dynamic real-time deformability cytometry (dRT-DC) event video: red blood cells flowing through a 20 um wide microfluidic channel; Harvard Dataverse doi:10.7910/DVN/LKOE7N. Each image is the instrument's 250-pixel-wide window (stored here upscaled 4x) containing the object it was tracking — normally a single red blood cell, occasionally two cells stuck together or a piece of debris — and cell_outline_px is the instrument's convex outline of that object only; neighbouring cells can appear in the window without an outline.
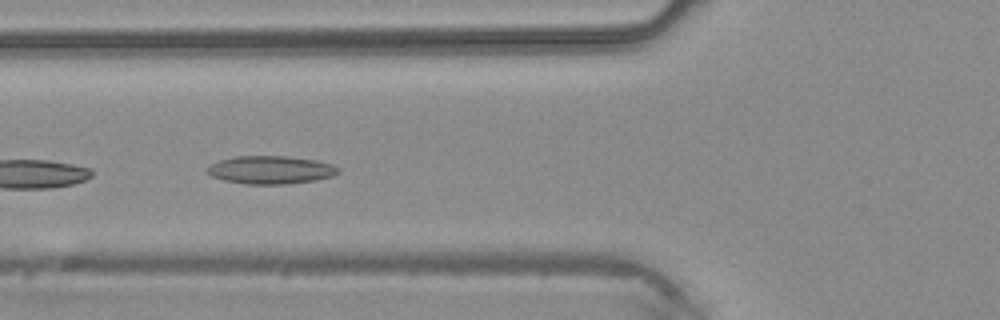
{"species": "common noctule bat (a hibernating species)", "species_latin": "Nyctalus noctula", "temperature_condition": "warm", "stored_images_in_passage": 17, "camera_frame_rate_fps": 3000, "um_per_image_px": 0.085, "animal": {"sex": "male", "body_mass_g": 20.4}, "frame": {"image": 1, "passage_image": 3, "time_ms": 0.667, "image_size_px": [1000, 320], "cell_outline_px": [[340, 172], [332, 176], [316, 180], [288, 184], [244, 184], [224, 180], [212, 176], [208, 172], [208, 168], [212, 164], [220, 160], [236, 156], [288, 156], [316, 160], [332, 164], [340, 168]], "centroid_in_image_um": [23.06, 14.44], "position_along_channel_um": 102.7, "area_um2": 21.39}}
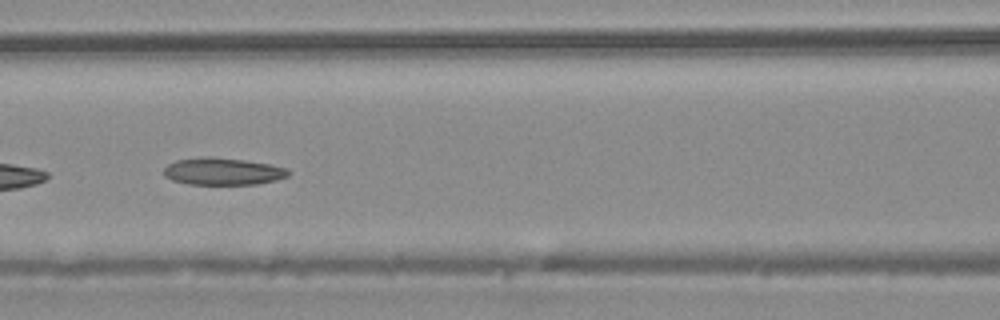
{"frame": {"image": 2, "passage_image": 6, "time_ms": 1.667, "image_size_px": [1000, 320], "cell_outline_px": [[292, 172], [288, 176], [276, 180], [256, 184], [188, 184], [172, 180], [164, 176], [164, 168], [168, 164], [176, 160], [200, 156], [208, 156], [244, 160], [268, 164], [288, 168]], "centroid_in_image_um": [18.93, 14.56], "position_along_channel_um": 147.7, "area_um2": 19.83}}
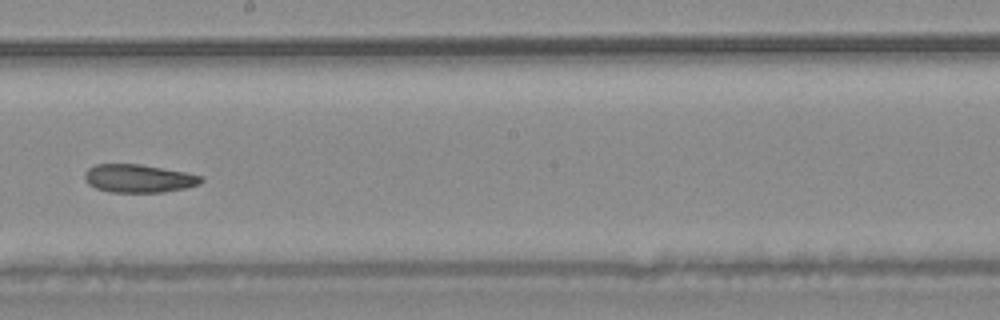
{"frame": {"image": 3, "passage_image": 12, "time_ms": 3.667, "image_size_px": [1000, 320], "cell_outline_px": [[204, 180], [200, 184], [184, 188], [160, 192], [112, 192], [96, 188], [88, 184], [84, 180], [84, 172], [88, 168], [96, 164], [140, 164], [184, 172], [204, 176]], "centroid_in_image_um": [11.77, 15.16], "position_along_channel_um": 236.4, "area_um2": 19.07}}